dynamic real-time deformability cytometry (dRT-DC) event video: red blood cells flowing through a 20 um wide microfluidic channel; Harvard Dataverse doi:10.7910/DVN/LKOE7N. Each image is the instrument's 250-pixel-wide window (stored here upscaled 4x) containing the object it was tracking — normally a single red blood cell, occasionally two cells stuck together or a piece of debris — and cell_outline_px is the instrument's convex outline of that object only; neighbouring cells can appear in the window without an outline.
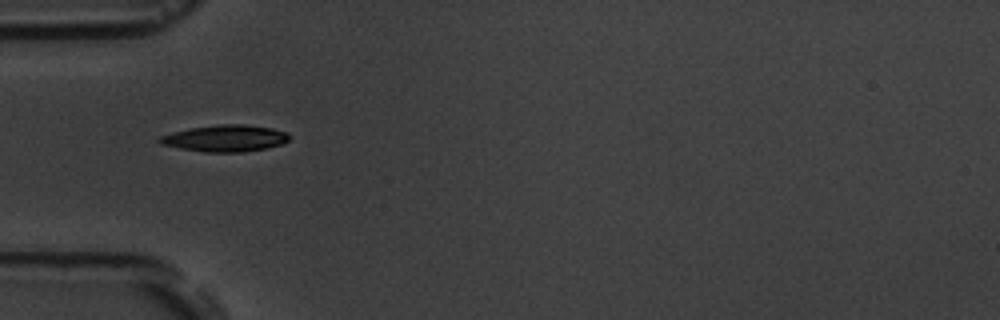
{"species": "common noctule bat (a hibernating species)", "species_latin": "Nyctalus noctula", "temperature_condition": "room temperature", "stored_images_in_passage": 2, "camera_frame_rate_fps": 3000, "um_per_image_px": 0.085, "animal": {"sex": "male", "body_mass_g": 19.5, "forearm_length_mm": 54.6}, "frame": {"image": 1, "passage_image": 1, "time_ms": 0.0, "image_size_px": [1000, 320], "cell_outline_px": [[292, 136], [288, 140], [280, 144], [268, 148], [244, 152], [204, 152], [180, 148], [160, 144], [156, 140], [160, 136], [172, 132], [192, 128], [220, 124], [244, 124], [272, 128], [288, 132]], "centroid_in_image_um": [19.16, 11.75], "position_along_channel_um": 65.8, "area_um2": 20.23}}
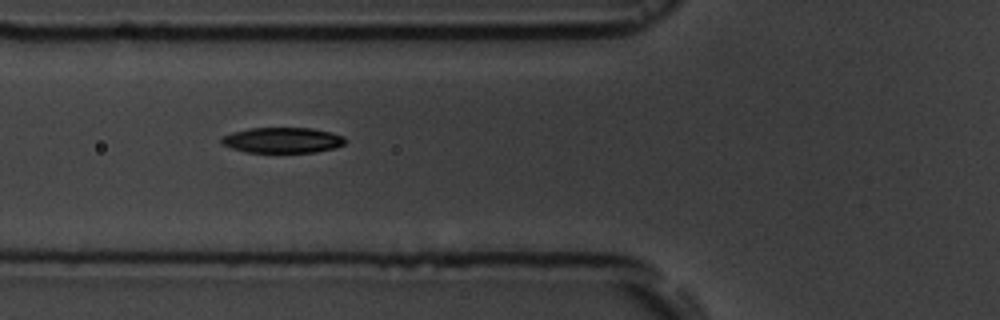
{"frame": {"image": 2, "passage_image": 2, "time_ms": 1.0, "image_size_px": [1000, 320], "cell_outline_px": [[348, 140], [344, 144], [336, 148], [316, 152], [244, 152], [220, 144], [220, 136], [232, 132], [248, 128], [312, 128], [344, 136]], "centroid_in_image_um": [23.98, 11.91], "position_along_channel_um": 101.8, "area_um2": 18.61}}